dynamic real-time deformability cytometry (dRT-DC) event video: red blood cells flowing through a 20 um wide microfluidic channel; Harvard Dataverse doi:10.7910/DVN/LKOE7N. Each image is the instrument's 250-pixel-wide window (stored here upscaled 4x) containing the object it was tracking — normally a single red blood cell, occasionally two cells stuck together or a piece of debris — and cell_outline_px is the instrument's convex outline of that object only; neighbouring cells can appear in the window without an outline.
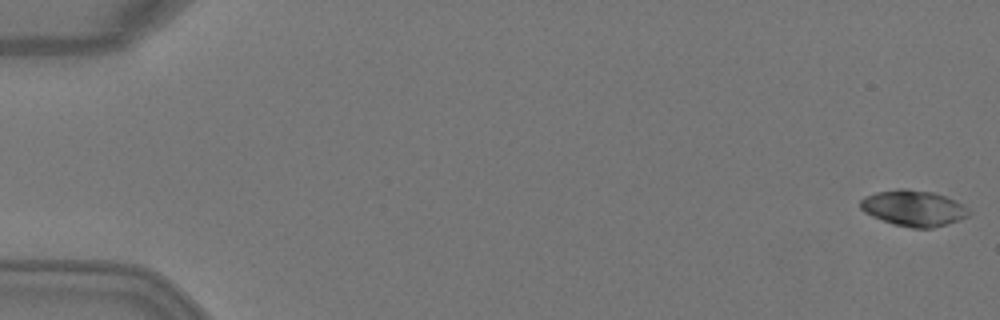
{"species": "Egyptian fruit bat (a non-hibernating species)", "species_latin": "Rousettus aegyptiacus", "temperature_condition": "warm", "stored_images_in_passage": 4, "camera_frame_rate_fps": 3000, "um_per_image_px": 0.085, "animal": {"sex": "female"}, "frame": {"image": 1, "passage_image": 1, "time_ms": 0.0, "image_size_px": [1000, 320], "cell_outline_px": [[968, 216], [960, 220], [948, 224], [932, 228], [912, 228], [892, 224], [872, 216], [864, 212], [860, 208], [860, 200], [864, 196], [876, 192], [896, 188], [908, 188], [932, 192], [944, 196], [968, 208]], "centroid_in_image_um": [77.6, 17.69], "position_along_channel_um": 7.4, "area_um2": 22.72}}
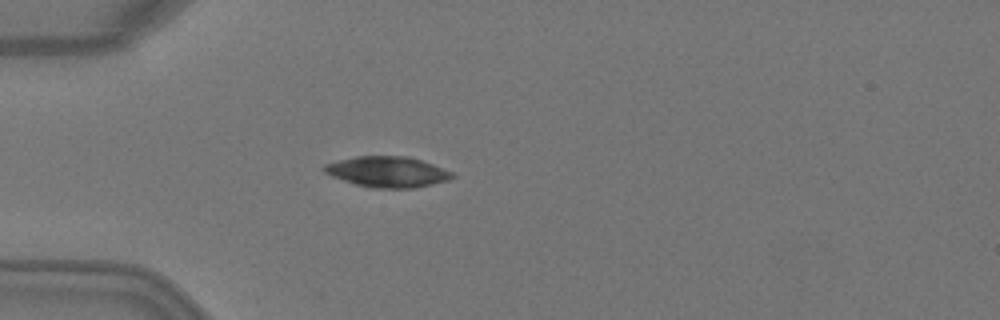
{"frame": {"image": 2, "passage_image": 4, "time_ms": 1.0, "image_size_px": [1000, 320], "cell_outline_px": [[456, 176], [448, 180], [432, 184], [412, 188], [372, 188], [356, 184], [332, 176], [324, 172], [320, 168], [324, 164], [356, 156], [408, 156], [432, 164], [452, 172]], "centroid_in_image_um": [32.91, 14.6], "position_along_channel_um": 52.1, "area_um2": 22.77}}